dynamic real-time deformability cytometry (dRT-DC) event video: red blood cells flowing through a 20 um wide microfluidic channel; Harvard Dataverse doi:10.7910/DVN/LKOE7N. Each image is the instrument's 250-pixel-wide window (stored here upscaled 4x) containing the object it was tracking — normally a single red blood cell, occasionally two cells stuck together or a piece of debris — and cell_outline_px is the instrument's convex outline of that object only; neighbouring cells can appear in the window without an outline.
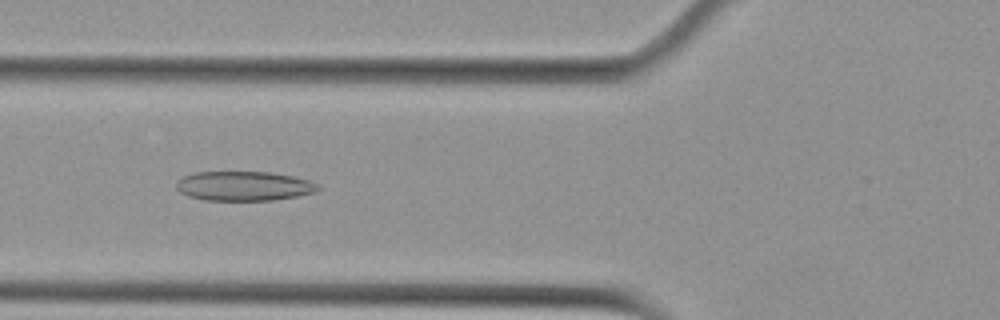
{"species": "Egyptian fruit bat (a non-hibernating species)", "species_latin": "Rousettus aegyptiacus", "temperature_condition": "cold", "stored_images_in_passage": 41, "camera_frame_rate_fps": 3000, "um_per_image_px": 0.085, "animal": {"sex": "female"}, "frame": {"image": 1, "passage_image": 8, "time_ms": 2.333, "image_size_px": [1000, 320], "cell_outline_px": [[320, 188], [316, 192], [296, 196], [272, 200], [204, 200], [188, 196], [180, 192], [176, 188], [176, 180], [184, 176], [196, 172], [272, 172], [292, 176], [308, 180], [320, 184]], "centroid_in_image_um": [20.73, 15.81], "position_along_channel_um": 105.1, "area_um2": 24.39}}
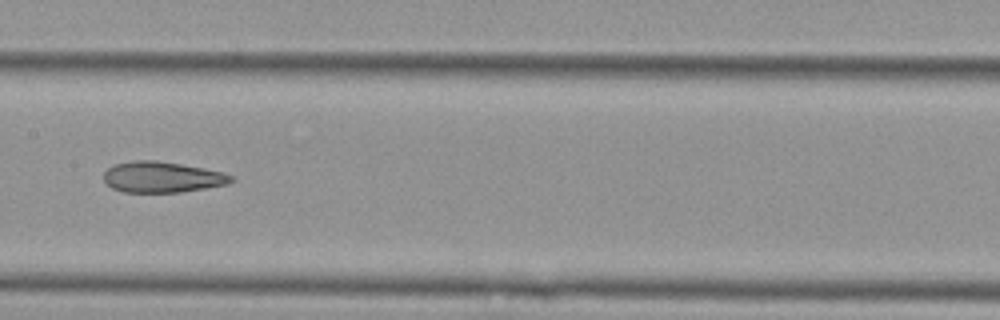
{"frame": {"image": 2, "passage_image": 15, "time_ms": 4.667, "image_size_px": [1000, 320], "cell_outline_px": [[236, 180], [228, 184], [180, 192], [124, 192], [112, 188], [104, 180], [104, 172], [112, 164], [136, 160], [156, 160], [204, 168], [224, 172], [232, 176]], "centroid_in_image_um": [13.78, 15.04], "position_along_channel_um": 193.6, "area_um2": 22.95}}
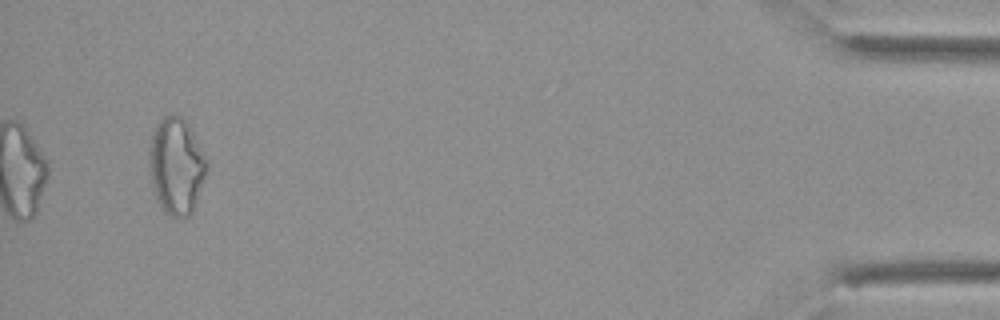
{"frame": {"image": 3, "passage_image": 39, "time_ms": 12.667, "image_size_px": [1000, 320], "cell_outline_px": [[208, 168], [192, 212], [188, 216], [172, 216], [164, 212], [152, 188], [148, 168], [148, 148], [152, 132], [156, 124], [164, 116], [180, 116], [188, 124], [208, 164]], "centroid_in_image_um": [14.94, 14.11], "position_along_channel_um": 420.3, "area_um2": 32.14}, "authors_computed_cell_mechanics": {"area_um2": 24.854, "velocity_mm_per_s": 3.7897, "shape_relaxation_time_tau1_ms": null, "shape_relaxation_time_tau2_ms": 3.7959, "deformation_change_tau1": null, "deformation_change_tau2": 0.1258}}